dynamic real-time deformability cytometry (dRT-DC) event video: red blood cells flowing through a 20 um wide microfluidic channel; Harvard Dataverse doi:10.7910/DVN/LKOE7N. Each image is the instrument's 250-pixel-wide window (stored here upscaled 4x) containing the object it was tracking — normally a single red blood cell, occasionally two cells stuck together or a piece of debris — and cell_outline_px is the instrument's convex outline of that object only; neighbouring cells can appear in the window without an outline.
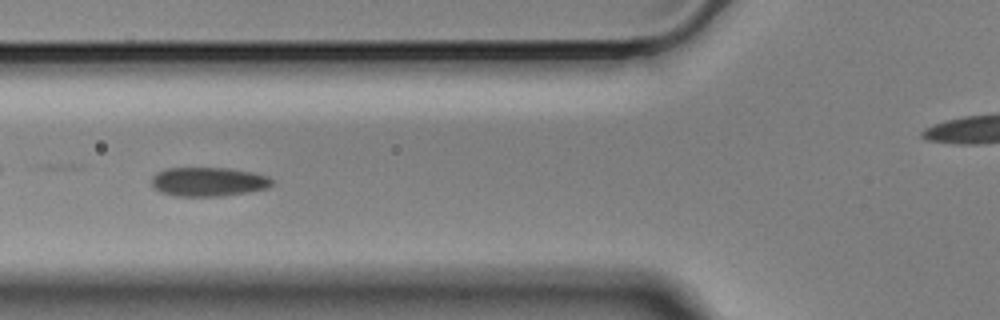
{"species": "Egyptian fruit bat (a non-hibernating species)", "species_latin": "Rousettus aegyptiacus", "temperature_condition": "cold", "stored_images_in_passage": 57, "camera_frame_rate_fps": 3000, "um_per_image_px": 0.085, "animal": {"sex": "male"}, "frame": {"image": 1, "passage_image": 20, "time_ms": 6.333, "image_size_px": [1000, 320], "cell_outline_px": [[272, 184], [268, 188], [248, 192], [224, 196], [176, 196], [160, 192], [152, 184], [152, 176], [156, 172], [168, 168], [228, 168], [252, 172], [268, 176], [272, 180]], "centroid_in_image_um": [17.72, 15.45], "position_along_channel_um": 108.1, "area_um2": 20.4}}
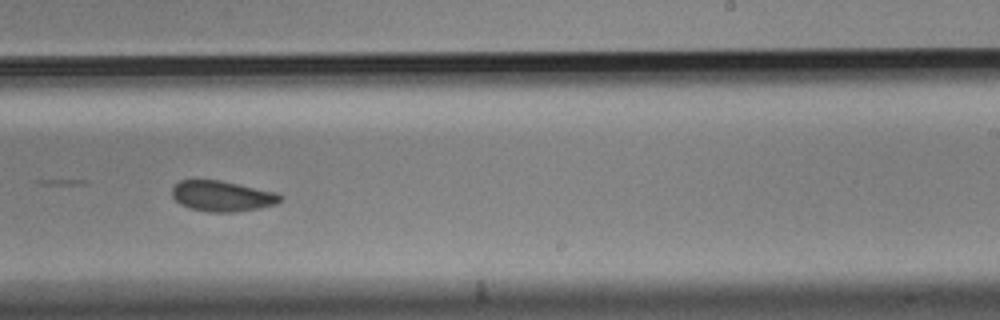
{"frame": {"image": 2, "passage_image": 34, "time_ms": 11.0, "image_size_px": [1000, 320], "cell_outline_px": [[284, 200], [276, 204], [236, 212], [208, 212], [188, 208], [180, 204], [172, 196], [172, 184], [180, 180], [220, 180], [276, 192], [284, 196]], "centroid_in_image_um": [18.87, 16.66], "position_along_channel_um": 270.1, "area_um2": 19.48}}
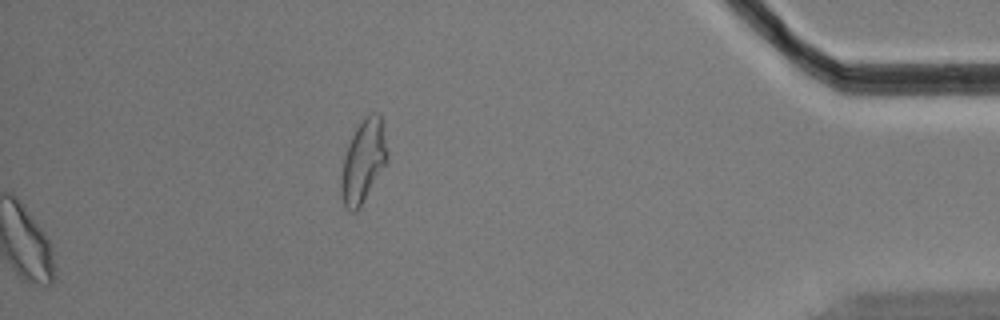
{"frame": {"image": 3, "passage_image": 57, "time_ms": 18.667, "image_size_px": [1000, 320], "cell_outline_px": [[388, 160], [360, 208], [356, 212], [352, 212], [344, 208], [340, 196], [340, 176], [344, 156], [348, 144], [356, 128], [372, 112], [376, 112], [380, 116], [388, 152]], "centroid_in_image_um": [30.85, 13.79], "position_along_channel_um": 404.4, "area_um2": 22.25}, "authors_computed_cell_mechanics": {"area_um2": 20.5768, "velocity_mm_per_s": 3.479, "shape_relaxation_time_tau1_ms": 3.7291, "shape_relaxation_time_tau2_ms": 2.2835, "deformation_change_tau1": 0.0728, "deformation_change_tau2": 0.0686}}